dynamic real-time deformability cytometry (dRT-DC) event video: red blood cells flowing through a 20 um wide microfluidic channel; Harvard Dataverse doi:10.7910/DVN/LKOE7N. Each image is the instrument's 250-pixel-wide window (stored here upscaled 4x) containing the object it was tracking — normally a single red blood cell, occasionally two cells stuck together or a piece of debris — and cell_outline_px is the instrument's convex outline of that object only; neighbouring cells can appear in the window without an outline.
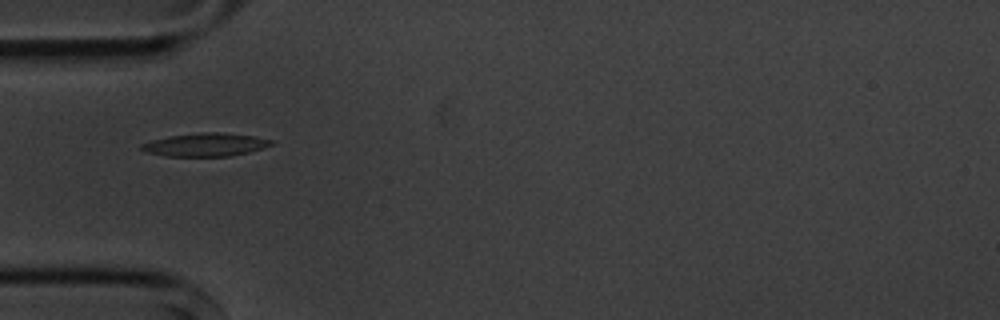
{"species": "common noctule bat (a hibernating species)", "species_latin": "Nyctalus noctula", "temperature_condition": "cold", "stored_images_in_passage": 7, "camera_frame_rate_fps": 3000, "um_per_image_px": 0.085, "animal": {"sex": "male", "body_mass_g": 20.1, "forearm_length_mm": 53.5}, "frame": {"image": 1, "passage_image": 1, "time_ms": 0.0, "image_size_px": [1000, 320], "cell_outline_px": [[272, 144], [248, 152], [228, 156], [164, 156], [148, 152], [140, 148], [140, 144], [152, 140], [168, 136], [200, 132], [220, 132], [256, 136], [272, 140]], "centroid_in_image_um": [17.43, 12.29], "position_along_channel_um": 67.6, "area_um2": 17.4}}
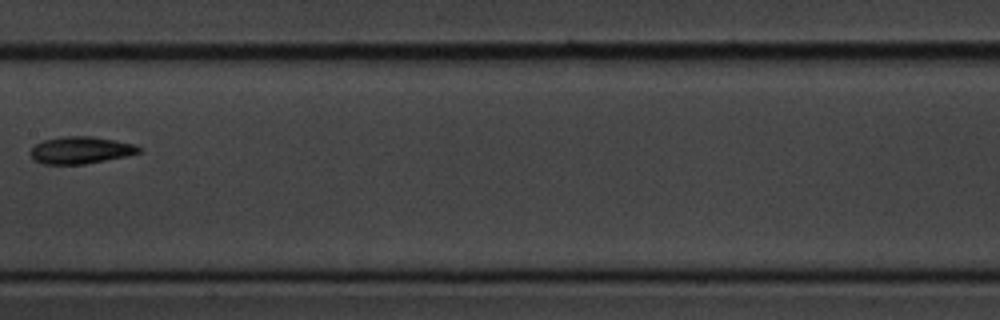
{"frame": {"image": 2, "passage_image": 4, "time_ms": 3.667, "image_size_px": [1000, 320], "cell_outline_px": [[140, 152], [128, 156], [84, 164], [44, 164], [32, 160], [28, 152], [36, 144], [44, 140], [64, 136], [92, 136], [116, 140], [136, 144], [140, 148]], "centroid_in_image_um": [6.84, 12.76], "position_along_channel_um": 200.6, "area_um2": 17.28}}
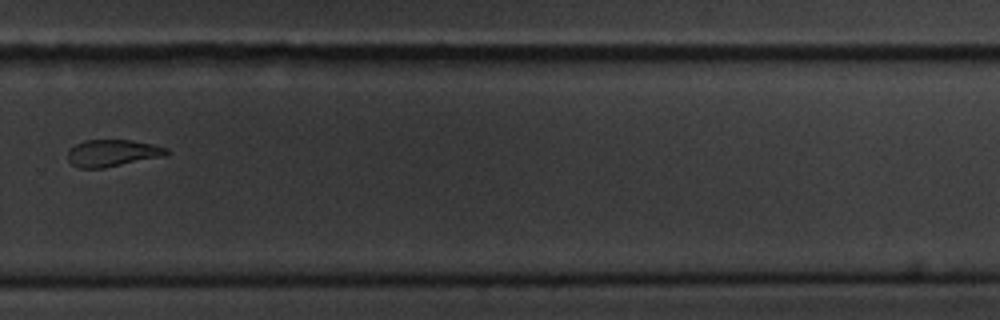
{"frame": {"image": 3, "passage_image": 7, "time_ms": 7.0, "image_size_px": [1000, 320], "cell_outline_px": [[172, 152], [168, 156], [104, 168], [80, 168], [72, 164], [68, 160], [68, 148], [84, 140], [128, 140], [152, 144], [168, 148]], "centroid_in_image_um": [9.61, 13.01], "position_along_channel_um": 320.2, "area_um2": 15.78}}